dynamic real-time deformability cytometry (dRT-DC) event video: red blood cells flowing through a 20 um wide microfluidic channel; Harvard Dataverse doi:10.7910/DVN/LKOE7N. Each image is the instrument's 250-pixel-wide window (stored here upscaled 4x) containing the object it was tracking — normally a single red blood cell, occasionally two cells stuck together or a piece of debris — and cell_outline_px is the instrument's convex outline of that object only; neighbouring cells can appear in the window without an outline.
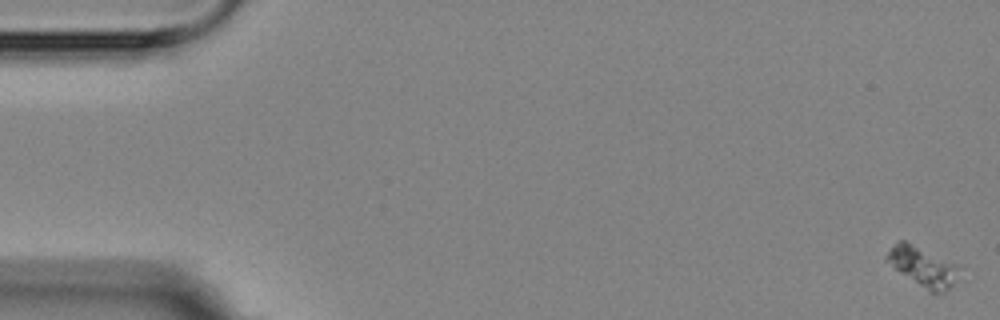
{"species": "Egyptian fruit bat (a non-hibernating species)", "species_latin": "Rousettus aegyptiacus", "temperature_condition": "room temperature", "stored_images_in_passage": 5, "camera_frame_rate_fps": 3000, "um_per_image_px": 0.085, "animal": {"sex": "female"}, "frame": {"image": 1, "passage_image": 1, "time_ms": 0.0, "image_size_px": [1000, 320], "cell_outline_px": [[956, 268], [952, 284], [944, 292], [928, 292], [900, 272], [884, 260], [888, 252], [900, 240], [904, 240], [956, 264]], "centroid_in_image_um": [78.37, 22.66], "position_along_channel_um": 6.6, "area_um2": 15.84}}